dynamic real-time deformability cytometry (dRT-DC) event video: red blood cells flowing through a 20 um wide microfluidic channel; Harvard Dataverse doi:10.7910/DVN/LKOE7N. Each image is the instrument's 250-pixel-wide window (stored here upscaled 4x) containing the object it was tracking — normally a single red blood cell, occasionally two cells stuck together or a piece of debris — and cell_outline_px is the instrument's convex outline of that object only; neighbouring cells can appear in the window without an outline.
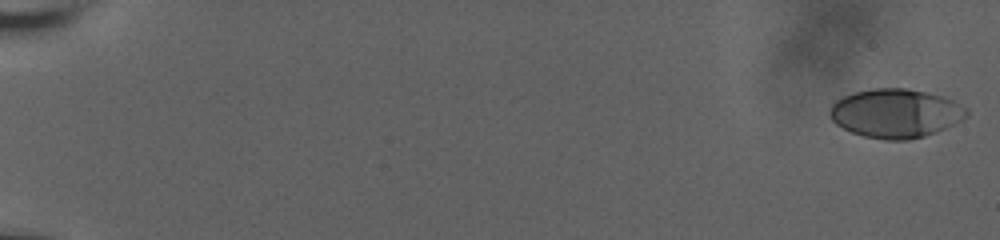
{"species": "human", "species_latin": "Homo sapiens", "temperature_condition": "room temperature", "stored_images_in_passage": 12, "camera_frame_rate_fps": 3000, "um_per_image_px": 0.085, "donor": {"sex": "male"}, "frame": {"image": 1, "passage_image": 1, "time_ms": 0.0, "image_size_px": [1000, 240], "cell_outline_px": [[968, 116], [964, 120], [936, 132], [924, 136], [908, 140], [884, 140], [864, 136], [852, 132], [836, 124], [828, 116], [828, 112], [832, 104], [836, 100], [844, 96], [856, 92], [872, 88], [908, 88], [944, 96], [968, 108]], "centroid_in_image_um": [76.15, 9.63], "position_along_channel_um": 8.9, "area_um2": 39.25}}
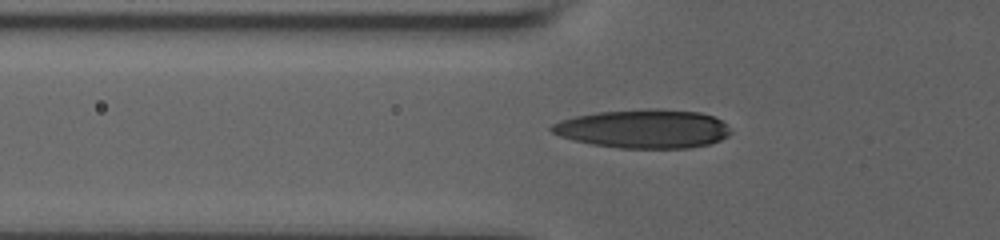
{"frame": {"image": 2, "passage_image": 10, "time_ms": 7.333, "image_size_px": [1000, 240], "cell_outline_px": [[732, 132], [728, 136], [720, 140], [708, 144], [688, 148], [620, 148], [592, 144], [560, 136], [552, 132], [548, 128], [552, 124], [560, 120], [576, 116], [596, 112], [652, 108], [656, 108], [700, 112], [712, 116], [720, 120]], "centroid_in_image_um": [54.69, 10.94], "position_along_channel_um": 71.1, "area_um2": 40.34}}
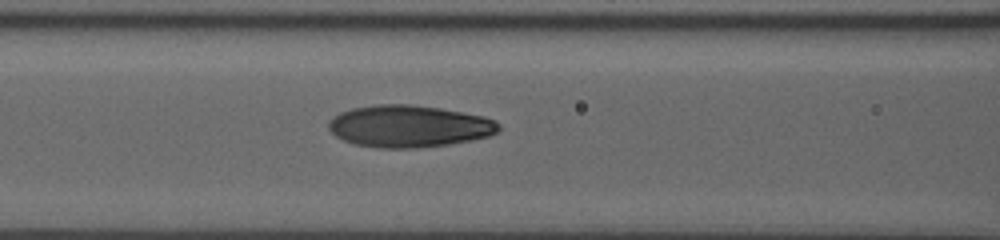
{"frame": {"image": 3, "passage_image": 12, "time_ms": 9.0, "image_size_px": [1000, 240], "cell_outline_px": [[500, 128], [496, 132], [488, 136], [472, 140], [448, 144], [416, 148], [376, 148], [356, 144], [344, 140], [336, 136], [328, 128], [328, 120], [332, 116], [340, 112], [352, 108], [376, 104], [408, 104], [440, 108], [480, 116], [496, 120], [500, 124]], "centroid_in_image_um": [34.72, 10.73], "position_along_channel_um": 131.9, "area_um2": 41.62}}